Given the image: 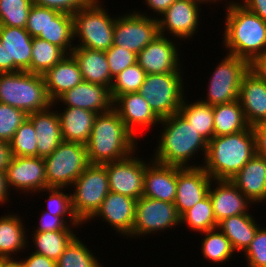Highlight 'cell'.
Returning <instances> with one entry per match:
<instances>
[{
  "mask_svg": "<svg viewBox=\"0 0 266 267\" xmlns=\"http://www.w3.org/2000/svg\"><path fill=\"white\" fill-rule=\"evenodd\" d=\"M38 38L44 39L62 48L67 54L75 47L73 15L60 12L54 19H50L44 32H40Z\"/></svg>",
  "mask_w": 266,
  "mask_h": 267,
  "instance_id": "34",
  "label": "cell"
},
{
  "mask_svg": "<svg viewBox=\"0 0 266 267\" xmlns=\"http://www.w3.org/2000/svg\"><path fill=\"white\" fill-rule=\"evenodd\" d=\"M238 100L250 127L266 124V83L250 71L242 78Z\"/></svg>",
  "mask_w": 266,
  "mask_h": 267,
  "instance_id": "24",
  "label": "cell"
},
{
  "mask_svg": "<svg viewBox=\"0 0 266 267\" xmlns=\"http://www.w3.org/2000/svg\"><path fill=\"white\" fill-rule=\"evenodd\" d=\"M27 116L21 109L0 103V140L9 143Z\"/></svg>",
  "mask_w": 266,
  "mask_h": 267,
  "instance_id": "43",
  "label": "cell"
},
{
  "mask_svg": "<svg viewBox=\"0 0 266 267\" xmlns=\"http://www.w3.org/2000/svg\"><path fill=\"white\" fill-rule=\"evenodd\" d=\"M136 153L128 157L102 164L108 174L110 192L119 193L138 200L143 196V184L145 168L150 161L134 157Z\"/></svg>",
  "mask_w": 266,
  "mask_h": 267,
  "instance_id": "14",
  "label": "cell"
},
{
  "mask_svg": "<svg viewBox=\"0 0 266 267\" xmlns=\"http://www.w3.org/2000/svg\"><path fill=\"white\" fill-rule=\"evenodd\" d=\"M5 214L0 216V259H14L17 252L24 251L29 241L26 227L19 215ZM28 242V243H27ZM16 254L15 256H13Z\"/></svg>",
  "mask_w": 266,
  "mask_h": 267,
  "instance_id": "30",
  "label": "cell"
},
{
  "mask_svg": "<svg viewBox=\"0 0 266 267\" xmlns=\"http://www.w3.org/2000/svg\"><path fill=\"white\" fill-rule=\"evenodd\" d=\"M261 227L260 225L254 239L243 252L248 267H266V229Z\"/></svg>",
  "mask_w": 266,
  "mask_h": 267,
  "instance_id": "48",
  "label": "cell"
},
{
  "mask_svg": "<svg viewBox=\"0 0 266 267\" xmlns=\"http://www.w3.org/2000/svg\"><path fill=\"white\" fill-rule=\"evenodd\" d=\"M145 168L143 196L174 203L177 188V166L150 160Z\"/></svg>",
  "mask_w": 266,
  "mask_h": 267,
  "instance_id": "23",
  "label": "cell"
},
{
  "mask_svg": "<svg viewBox=\"0 0 266 267\" xmlns=\"http://www.w3.org/2000/svg\"><path fill=\"white\" fill-rule=\"evenodd\" d=\"M113 109L136 138L137 127H141V129L151 128L160 124V119L154 114L148 102L139 92L117 96L113 100Z\"/></svg>",
  "mask_w": 266,
  "mask_h": 267,
  "instance_id": "22",
  "label": "cell"
},
{
  "mask_svg": "<svg viewBox=\"0 0 266 267\" xmlns=\"http://www.w3.org/2000/svg\"><path fill=\"white\" fill-rule=\"evenodd\" d=\"M86 244L75 237L56 261V267H104Z\"/></svg>",
  "mask_w": 266,
  "mask_h": 267,
  "instance_id": "39",
  "label": "cell"
},
{
  "mask_svg": "<svg viewBox=\"0 0 266 267\" xmlns=\"http://www.w3.org/2000/svg\"><path fill=\"white\" fill-rule=\"evenodd\" d=\"M32 0H0V26L25 28Z\"/></svg>",
  "mask_w": 266,
  "mask_h": 267,
  "instance_id": "42",
  "label": "cell"
},
{
  "mask_svg": "<svg viewBox=\"0 0 266 267\" xmlns=\"http://www.w3.org/2000/svg\"><path fill=\"white\" fill-rule=\"evenodd\" d=\"M90 0H32V3L45 7L55 9L59 12L73 15L77 10L83 8Z\"/></svg>",
  "mask_w": 266,
  "mask_h": 267,
  "instance_id": "49",
  "label": "cell"
},
{
  "mask_svg": "<svg viewBox=\"0 0 266 267\" xmlns=\"http://www.w3.org/2000/svg\"><path fill=\"white\" fill-rule=\"evenodd\" d=\"M12 154L10 144L0 140V171L6 172L7 167L11 161Z\"/></svg>",
  "mask_w": 266,
  "mask_h": 267,
  "instance_id": "54",
  "label": "cell"
},
{
  "mask_svg": "<svg viewBox=\"0 0 266 267\" xmlns=\"http://www.w3.org/2000/svg\"><path fill=\"white\" fill-rule=\"evenodd\" d=\"M212 181L213 179L202 166L185 168L177 166L174 205L180 217L208 195Z\"/></svg>",
  "mask_w": 266,
  "mask_h": 267,
  "instance_id": "18",
  "label": "cell"
},
{
  "mask_svg": "<svg viewBox=\"0 0 266 267\" xmlns=\"http://www.w3.org/2000/svg\"><path fill=\"white\" fill-rule=\"evenodd\" d=\"M44 161L48 188H70L90 165L86 145L67 141H62Z\"/></svg>",
  "mask_w": 266,
  "mask_h": 267,
  "instance_id": "7",
  "label": "cell"
},
{
  "mask_svg": "<svg viewBox=\"0 0 266 267\" xmlns=\"http://www.w3.org/2000/svg\"><path fill=\"white\" fill-rule=\"evenodd\" d=\"M8 186L32 194L47 189L45 161L42 157L12 156L6 170Z\"/></svg>",
  "mask_w": 266,
  "mask_h": 267,
  "instance_id": "16",
  "label": "cell"
},
{
  "mask_svg": "<svg viewBox=\"0 0 266 267\" xmlns=\"http://www.w3.org/2000/svg\"><path fill=\"white\" fill-rule=\"evenodd\" d=\"M64 103L66 107L83 108L96 114L109 112L113 108L110 89L101 84L82 81L71 90L60 95L52 105Z\"/></svg>",
  "mask_w": 266,
  "mask_h": 267,
  "instance_id": "19",
  "label": "cell"
},
{
  "mask_svg": "<svg viewBox=\"0 0 266 267\" xmlns=\"http://www.w3.org/2000/svg\"><path fill=\"white\" fill-rule=\"evenodd\" d=\"M100 3V0H90L73 14L74 38L80 43L75 47L106 51L113 45L116 16L108 15Z\"/></svg>",
  "mask_w": 266,
  "mask_h": 267,
  "instance_id": "6",
  "label": "cell"
},
{
  "mask_svg": "<svg viewBox=\"0 0 266 267\" xmlns=\"http://www.w3.org/2000/svg\"><path fill=\"white\" fill-rule=\"evenodd\" d=\"M192 1H195V2H197V3H203V4H207V3H211L209 0H192Z\"/></svg>",
  "mask_w": 266,
  "mask_h": 267,
  "instance_id": "58",
  "label": "cell"
},
{
  "mask_svg": "<svg viewBox=\"0 0 266 267\" xmlns=\"http://www.w3.org/2000/svg\"><path fill=\"white\" fill-rule=\"evenodd\" d=\"M60 119L63 141L86 145L97 114L87 109L65 107L57 112Z\"/></svg>",
  "mask_w": 266,
  "mask_h": 267,
  "instance_id": "29",
  "label": "cell"
},
{
  "mask_svg": "<svg viewBox=\"0 0 266 267\" xmlns=\"http://www.w3.org/2000/svg\"><path fill=\"white\" fill-rule=\"evenodd\" d=\"M239 1L227 3L223 44L228 54L250 63L266 52V21L247 10Z\"/></svg>",
  "mask_w": 266,
  "mask_h": 267,
  "instance_id": "1",
  "label": "cell"
},
{
  "mask_svg": "<svg viewBox=\"0 0 266 267\" xmlns=\"http://www.w3.org/2000/svg\"><path fill=\"white\" fill-rule=\"evenodd\" d=\"M250 212L231 216L218 223L219 230L229 239L235 252H244L254 239L259 228Z\"/></svg>",
  "mask_w": 266,
  "mask_h": 267,
  "instance_id": "31",
  "label": "cell"
},
{
  "mask_svg": "<svg viewBox=\"0 0 266 267\" xmlns=\"http://www.w3.org/2000/svg\"><path fill=\"white\" fill-rule=\"evenodd\" d=\"M255 141V153L266 160V124L252 126Z\"/></svg>",
  "mask_w": 266,
  "mask_h": 267,
  "instance_id": "51",
  "label": "cell"
},
{
  "mask_svg": "<svg viewBox=\"0 0 266 267\" xmlns=\"http://www.w3.org/2000/svg\"><path fill=\"white\" fill-rule=\"evenodd\" d=\"M240 3L247 10L259 16L262 20L266 21V0H242Z\"/></svg>",
  "mask_w": 266,
  "mask_h": 267,
  "instance_id": "53",
  "label": "cell"
},
{
  "mask_svg": "<svg viewBox=\"0 0 266 267\" xmlns=\"http://www.w3.org/2000/svg\"><path fill=\"white\" fill-rule=\"evenodd\" d=\"M43 79L52 102L83 81L79 65L71 54H67L55 66L48 69L43 74Z\"/></svg>",
  "mask_w": 266,
  "mask_h": 267,
  "instance_id": "27",
  "label": "cell"
},
{
  "mask_svg": "<svg viewBox=\"0 0 266 267\" xmlns=\"http://www.w3.org/2000/svg\"><path fill=\"white\" fill-rule=\"evenodd\" d=\"M146 75V72L138 63L127 67L120 72L113 78L110 87L112 100L122 94L139 92L141 85L145 81Z\"/></svg>",
  "mask_w": 266,
  "mask_h": 267,
  "instance_id": "40",
  "label": "cell"
},
{
  "mask_svg": "<svg viewBox=\"0 0 266 267\" xmlns=\"http://www.w3.org/2000/svg\"><path fill=\"white\" fill-rule=\"evenodd\" d=\"M181 224L198 233L218 228L209 194L180 217Z\"/></svg>",
  "mask_w": 266,
  "mask_h": 267,
  "instance_id": "37",
  "label": "cell"
},
{
  "mask_svg": "<svg viewBox=\"0 0 266 267\" xmlns=\"http://www.w3.org/2000/svg\"><path fill=\"white\" fill-rule=\"evenodd\" d=\"M55 105L34 113L28 114L27 118L33 123L36 137L38 157L51 155L63 141L59 115L51 110ZM51 110V111H50Z\"/></svg>",
  "mask_w": 266,
  "mask_h": 267,
  "instance_id": "26",
  "label": "cell"
},
{
  "mask_svg": "<svg viewBox=\"0 0 266 267\" xmlns=\"http://www.w3.org/2000/svg\"><path fill=\"white\" fill-rule=\"evenodd\" d=\"M251 202L266 203V160L255 154L230 180Z\"/></svg>",
  "mask_w": 266,
  "mask_h": 267,
  "instance_id": "25",
  "label": "cell"
},
{
  "mask_svg": "<svg viewBox=\"0 0 266 267\" xmlns=\"http://www.w3.org/2000/svg\"><path fill=\"white\" fill-rule=\"evenodd\" d=\"M0 103L23 110L27 115L52 106L43 75L28 71L0 73Z\"/></svg>",
  "mask_w": 266,
  "mask_h": 267,
  "instance_id": "5",
  "label": "cell"
},
{
  "mask_svg": "<svg viewBox=\"0 0 266 267\" xmlns=\"http://www.w3.org/2000/svg\"><path fill=\"white\" fill-rule=\"evenodd\" d=\"M9 144L12 156L38 157L36 131L28 118L18 127Z\"/></svg>",
  "mask_w": 266,
  "mask_h": 267,
  "instance_id": "41",
  "label": "cell"
},
{
  "mask_svg": "<svg viewBox=\"0 0 266 267\" xmlns=\"http://www.w3.org/2000/svg\"><path fill=\"white\" fill-rule=\"evenodd\" d=\"M179 113L208 142L214 137L213 106L201 100L189 103L183 99Z\"/></svg>",
  "mask_w": 266,
  "mask_h": 267,
  "instance_id": "33",
  "label": "cell"
},
{
  "mask_svg": "<svg viewBox=\"0 0 266 267\" xmlns=\"http://www.w3.org/2000/svg\"><path fill=\"white\" fill-rule=\"evenodd\" d=\"M209 1L212 2V4H213L215 2L217 3V1H220V0H209Z\"/></svg>",
  "mask_w": 266,
  "mask_h": 267,
  "instance_id": "59",
  "label": "cell"
},
{
  "mask_svg": "<svg viewBox=\"0 0 266 267\" xmlns=\"http://www.w3.org/2000/svg\"><path fill=\"white\" fill-rule=\"evenodd\" d=\"M0 267H19L18 261L15 259H0Z\"/></svg>",
  "mask_w": 266,
  "mask_h": 267,
  "instance_id": "57",
  "label": "cell"
},
{
  "mask_svg": "<svg viewBox=\"0 0 266 267\" xmlns=\"http://www.w3.org/2000/svg\"><path fill=\"white\" fill-rule=\"evenodd\" d=\"M148 8H150L153 13H157V19L158 15L160 16L171 6V4L176 0H145Z\"/></svg>",
  "mask_w": 266,
  "mask_h": 267,
  "instance_id": "55",
  "label": "cell"
},
{
  "mask_svg": "<svg viewBox=\"0 0 266 267\" xmlns=\"http://www.w3.org/2000/svg\"><path fill=\"white\" fill-rule=\"evenodd\" d=\"M17 261L19 267H56V261L33 252L26 259Z\"/></svg>",
  "mask_w": 266,
  "mask_h": 267,
  "instance_id": "50",
  "label": "cell"
},
{
  "mask_svg": "<svg viewBox=\"0 0 266 267\" xmlns=\"http://www.w3.org/2000/svg\"><path fill=\"white\" fill-rule=\"evenodd\" d=\"M34 235V236H33ZM36 249L33 253L57 261L69 243L77 236L74 231H52L31 234Z\"/></svg>",
  "mask_w": 266,
  "mask_h": 267,
  "instance_id": "36",
  "label": "cell"
},
{
  "mask_svg": "<svg viewBox=\"0 0 266 267\" xmlns=\"http://www.w3.org/2000/svg\"><path fill=\"white\" fill-rule=\"evenodd\" d=\"M249 71L266 83V52L249 63Z\"/></svg>",
  "mask_w": 266,
  "mask_h": 267,
  "instance_id": "52",
  "label": "cell"
},
{
  "mask_svg": "<svg viewBox=\"0 0 266 267\" xmlns=\"http://www.w3.org/2000/svg\"><path fill=\"white\" fill-rule=\"evenodd\" d=\"M182 72L147 74L139 93L148 102L151 110L159 118L179 113L184 94ZM184 97V98H183Z\"/></svg>",
  "mask_w": 266,
  "mask_h": 267,
  "instance_id": "8",
  "label": "cell"
},
{
  "mask_svg": "<svg viewBox=\"0 0 266 267\" xmlns=\"http://www.w3.org/2000/svg\"><path fill=\"white\" fill-rule=\"evenodd\" d=\"M200 3L192 0H176L158 19L159 34L174 36L173 39L192 38L199 26ZM168 32L169 34L165 33Z\"/></svg>",
  "mask_w": 266,
  "mask_h": 267,
  "instance_id": "15",
  "label": "cell"
},
{
  "mask_svg": "<svg viewBox=\"0 0 266 267\" xmlns=\"http://www.w3.org/2000/svg\"><path fill=\"white\" fill-rule=\"evenodd\" d=\"M218 230V231H217ZM205 237L202 238L201 252L204 258L215 264L225 263L229 261L234 250L229 239L219 230L215 228L202 232Z\"/></svg>",
  "mask_w": 266,
  "mask_h": 267,
  "instance_id": "38",
  "label": "cell"
},
{
  "mask_svg": "<svg viewBox=\"0 0 266 267\" xmlns=\"http://www.w3.org/2000/svg\"><path fill=\"white\" fill-rule=\"evenodd\" d=\"M71 55L79 65L83 81L105 85L110 89L113 79L105 51L74 47Z\"/></svg>",
  "mask_w": 266,
  "mask_h": 267,
  "instance_id": "28",
  "label": "cell"
},
{
  "mask_svg": "<svg viewBox=\"0 0 266 267\" xmlns=\"http://www.w3.org/2000/svg\"><path fill=\"white\" fill-rule=\"evenodd\" d=\"M65 188H47L42 190L50 195L47 200V212L54 216H76L72 207V195L65 194Z\"/></svg>",
  "mask_w": 266,
  "mask_h": 267,
  "instance_id": "44",
  "label": "cell"
},
{
  "mask_svg": "<svg viewBox=\"0 0 266 267\" xmlns=\"http://www.w3.org/2000/svg\"><path fill=\"white\" fill-rule=\"evenodd\" d=\"M60 12L33 4L31 6L27 23L26 30L32 37H37L40 32H44L48 26L50 19H54Z\"/></svg>",
  "mask_w": 266,
  "mask_h": 267,
  "instance_id": "45",
  "label": "cell"
},
{
  "mask_svg": "<svg viewBox=\"0 0 266 267\" xmlns=\"http://www.w3.org/2000/svg\"><path fill=\"white\" fill-rule=\"evenodd\" d=\"M137 200L115 192H109L103 200L100 208L89 219L103 218L102 221L109 223L116 233L127 236L132 233L135 219Z\"/></svg>",
  "mask_w": 266,
  "mask_h": 267,
  "instance_id": "20",
  "label": "cell"
},
{
  "mask_svg": "<svg viewBox=\"0 0 266 267\" xmlns=\"http://www.w3.org/2000/svg\"><path fill=\"white\" fill-rule=\"evenodd\" d=\"M212 182L208 194L217 223L227 217L249 213L252 202L230 180L213 179Z\"/></svg>",
  "mask_w": 266,
  "mask_h": 267,
  "instance_id": "21",
  "label": "cell"
},
{
  "mask_svg": "<svg viewBox=\"0 0 266 267\" xmlns=\"http://www.w3.org/2000/svg\"><path fill=\"white\" fill-rule=\"evenodd\" d=\"M41 214H42L40 216L41 219H39L40 224L39 226L37 225V228L36 230H34V233L52 232V231H73L72 226L76 228L77 226L79 227V225L83 224L77 218V216H54L47 211H42Z\"/></svg>",
  "mask_w": 266,
  "mask_h": 267,
  "instance_id": "47",
  "label": "cell"
},
{
  "mask_svg": "<svg viewBox=\"0 0 266 267\" xmlns=\"http://www.w3.org/2000/svg\"><path fill=\"white\" fill-rule=\"evenodd\" d=\"M179 224L180 216L174 203L142 196L136 203L134 224L129 237H144L148 236L147 234L164 232L170 227L172 229L173 226H180Z\"/></svg>",
  "mask_w": 266,
  "mask_h": 267,
  "instance_id": "12",
  "label": "cell"
},
{
  "mask_svg": "<svg viewBox=\"0 0 266 267\" xmlns=\"http://www.w3.org/2000/svg\"><path fill=\"white\" fill-rule=\"evenodd\" d=\"M105 54L112 79L127 67L137 63V54L120 46L112 45Z\"/></svg>",
  "mask_w": 266,
  "mask_h": 267,
  "instance_id": "46",
  "label": "cell"
},
{
  "mask_svg": "<svg viewBox=\"0 0 266 267\" xmlns=\"http://www.w3.org/2000/svg\"><path fill=\"white\" fill-rule=\"evenodd\" d=\"M249 71V63L226 54L215 68L208 82V93L202 102L215 106L238 100L243 76Z\"/></svg>",
  "mask_w": 266,
  "mask_h": 267,
  "instance_id": "10",
  "label": "cell"
},
{
  "mask_svg": "<svg viewBox=\"0 0 266 267\" xmlns=\"http://www.w3.org/2000/svg\"><path fill=\"white\" fill-rule=\"evenodd\" d=\"M145 12L117 15L114 25L113 45L138 54L159 35L158 19Z\"/></svg>",
  "mask_w": 266,
  "mask_h": 267,
  "instance_id": "11",
  "label": "cell"
},
{
  "mask_svg": "<svg viewBox=\"0 0 266 267\" xmlns=\"http://www.w3.org/2000/svg\"><path fill=\"white\" fill-rule=\"evenodd\" d=\"M32 39L26 28L0 26V73L30 72Z\"/></svg>",
  "mask_w": 266,
  "mask_h": 267,
  "instance_id": "13",
  "label": "cell"
},
{
  "mask_svg": "<svg viewBox=\"0 0 266 267\" xmlns=\"http://www.w3.org/2000/svg\"><path fill=\"white\" fill-rule=\"evenodd\" d=\"M214 137L246 130L249 125L239 100L213 106Z\"/></svg>",
  "mask_w": 266,
  "mask_h": 267,
  "instance_id": "32",
  "label": "cell"
},
{
  "mask_svg": "<svg viewBox=\"0 0 266 267\" xmlns=\"http://www.w3.org/2000/svg\"><path fill=\"white\" fill-rule=\"evenodd\" d=\"M169 37L158 35L137 54V63L146 74L183 72L179 60L178 45Z\"/></svg>",
  "mask_w": 266,
  "mask_h": 267,
  "instance_id": "17",
  "label": "cell"
},
{
  "mask_svg": "<svg viewBox=\"0 0 266 267\" xmlns=\"http://www.w3.org/2000/svg\"><path fill=\"white\" fill-rule=\"evenodd\" d=\"M10 188L7 183L6 179V172H1L0 171V205H4V203L9 202L7 201L10 197Z\"/></svg>",
  "mask_w": 266,
  "mask_h": 267,
  "instance_id": "56",
  "label": "cell"
},
{
  "mask_svg": "<svg viewBox=\"0 0 266 267\" xmlns=\"http://www.w3.org/2000/svg\"><path fill=\"white\" fill-rule=\"evenodd\" d=\"M72 186L73 211L85 224L100 208L110 192L106 168L100 164H90Z\"/></svg>",
  "mask_w": 266,
  "mask_h": 267,
  "instance_id": "9",
  "label": "cell"
},
{
  "mask_svg": "<svg viewBox=\"0 0 266 267\" xmlns=\"http://www.w3.org/2000/svg\"><path fill=\"white\" fill-rule=\"evenodd\" d=\"M66 55L67 53L59 46L44 39L33 37L30 73L43 75Z\"/></svg>",
  "mask_w": 266,
  "mask_h": 267,
  "instance_id": "35",
  "label": "cell"
},
{
  "mask_svg": "<svg viewBox=\"0 0 266 267\" xmlns=\"http://www.w3.org/2000/svg\"><path fill=\"white\" fill-rule=\"evenodd\" d=\"M136 137L126 128L118 113L97 114L86 144L90 164L122 160L137 150Z\"/></svg>",
  "mask_w": 266,
  "mask_h": 267,
  "instance_id": "3",
  "label": "cell"
},
{
  "mask_svg": "<svg viewBox=\"0 0 266 267\" xmlns=\"http://www.w3.org/2000/svg\"><path fill=\"white\" fill-rule=\"evenodd\" d=\"M162 123V124H161ZM160 124L164 127L159 137L158 147L155 150L153 161L171 166L201 167L195 166L189 161L202 150L203 160L206 158L208 141L197 133L180 113L160 119Z\"/></svg>",
  "mask_w": 266,
  "mask_h": 267,
  "instance_id": "2",
  "label": "cell"
},
{
  "mask_svg": "<svg viewBox=\"0 0 266 267\" xmlns=\"http://www.w3.org/2000/svg\"><path fill=\"white\" fill-rule=\"evenodd\" d=\"M255 154L254 134L249 126L235 134L213 137L202 167L212 179L231 180Z\"/></svg>",
  "mask_w": 266,
  "mask_h": 267,
  "instance_id": "4",
  "label": "cell"
}]
</instances>
